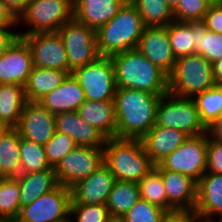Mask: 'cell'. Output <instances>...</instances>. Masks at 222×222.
I'll use <instances>...</instances> for the list:
<instances>
[{"label":"cell","mask_w":222,"mask_h":222,"mask_svg":"<svg viewBox=\"0 0 222 222\" xmlns=\"http://www.w3.org/2000/svg\"><path fill=\"white\" fill-rule=\"evenodd\" d=\"M162 95L133 88H117L114 96L117 138L141 139L156 122Z\"/></svg>","instance_id":"1"},{"label":"cell","mask_w":222,"mask_h":222,"mask_svg":"<svg viewBox=\"0 0 222 222\" xmlns=\"http://www.w3.org/2000/svg\"><path fill=\"white\" fill-rule=\"evenodd\" d=\"M110 58L114 65L117 88H133L156 95L168 93V75L136 48Z\"/></svg>","instance_id":"2"},{"label":"cell","mask_w":222,"mask_h":222,"mask_svg":"<svg viewBox=\"0 0 222 222\" xmlns=\"http://www.w3.org/2000/svg\"><path fill=\"white\" fill-rule=\"evenodd\" d=\"M145 27L138 10L127 0L115 17L96 31L99 55L111 57L135 49Z\"/></svg>","instance_id":"3"},{"label":"cell","mask_w":222,"mask_h":222,"mask_svg":"<svg viewBox=\"0 0 222 222\" xmlns=\"http://www.w3.org/2000/svg\"><path fill=\"white\" fill-rule=\"evenodd\" d=\"M103 160L116 180L136 183L155 166L141 139H107L103 148Z\"/></svg>","instance_id":"4"},{"label":"cell","mask_w":222,"mask_h":222,"mask_svg":"<svg viewBox=\"0 0 222 222\" xmlns=\"http://www.w3.org/2000/svg\"><path fill=\"white\" fill-rule=\"evenodd\" d=\"M215 85L212 63L197 53L177 58L168 75V93L181 98H194Z\"/></svg>","instance_id":"5"},{"label":"cell","mask_w":222,"mask_h":222,"mask_svg":"<svg viewBox=\"0 0 222 222\" xmlns=\"http://www.w3.org/2000/svg\"><path fill=\"white\" fill-rule=\"evenodd\" d=\"M72 18V0H31L17 18L18 24L22 21L29 30L17 32L18 37L36 33L57 32Z\"/></svg>","instance_id":"6"},{"label":"cell","mask_w":222,"mask_h":222,"mask_svg":"<svg viewBox=\"0 0 222 222\" xmlns=\"http://www.w3.org/2000/svg\"><path fill=\"white\" fill-rule=\"evenodd\" d=\"M155 124L180 130L188 136H198L207 132L194 99L181 98L170 93L162 95L159 100Z\"/></svg>","instance_id":"7"},{"label":"cell","mask_w":222,"mask_h":222,"mask_svg":"<svg viewBox=\"0 0 222 222\" xmlns=\"http://www.w3.org/2000/svg\"><path fill=\"white\" fill-rule=\"evenodd\" d=\"M84 91L85 99L114 100L117 85L112 59L99 56L95 61L71 72Z\"/></svg>","instance_id":"8"},{"label":"cell","mask_w":222,"mask_h":222,"mask_svg":"<svg viewBox=\"0 0 222 222\" xmlns=\"http://www.w3.org/2000/svg\"><path fill=\"white\" fill-rule=\"evenodd\" d=\"M57 32L67 52L69 74L76 68L95 61L100 56L94 29L72 18Z\"/></svg>","instance_id":"9"},{"label":"cell","mask_w":222,"mask_h":222,"mask_svg":"<svg viewBox=\"0 0 222 222\" xmlns=\"http://www.w3.org/2000/svg\"><path fill=\"white\" fill-rule=\"evenodd\" d=\"M208 132L189 136L175 151L159 165L164 170L182 173L196 182L206 173Z\"/></svg>","instance_id":"10"},{"label":"cell","mask_w":222,"mask_h":222,"mask_svg":"<svg viewBox=\"0 0 222 222\" xmlns=\"http://www.w3.org/2000/svg\"><path fill=\"white\" fill-rule=\"evenodd\" d=\"M71 191L62 185L22 206L14 222H65L70 218Z\"/></svg>","instance_id":"11"},{"label":"cell","mask_w":222,"mask_h":222,"mask_svg":"<svg viewBox=\"0 0 222 222\" xmlns=\"http://www.w3.org/2000/svg\"><path fill=\"white\" fill-rule=\"evenodd\" d=\"M104 163L103 148L77 145L54 168L58 184L71 188Z\"/></svg>","instance_id":"12"},{"label":"cell","mask_w":222,"mask_h":222,"mask_svg":"<svg viewBox=\"0 0 222 222\" xmlns=\"http://www.w3.org/2000/svg\"><path fill=\"white\" fill-rule=\"evenodd\" d=\"M22 38L31 49L35 67L68 72L67 52L58 32L36 33Z\"/></svg>","instance_id":"13"},{"label":"cell","mask_w":222,"mask_h":222,"mask_svg":"<svg viewBox=\"0 0 222 222\" xmlns=\"http://www.w3.org/2000/svg\"><path fill=\"white\" fill-rule=\"evenodd\" d=\"M33 67L29 45L22 37H17L0 55V84L25 86Z\"/></svg>","instance_id":"14"},{"label":"cell","mask_w":222,"mask_h":222,"mask_svg":"<svg viewBox=\"0 0 222 222\" xmlns=\"http://www.w3.org/2000/svg\"><path fill=\"white\" fill-rule=\"evenodd\" d=\"M16 129L21 137L46 145L56 131L55 115L39 102L27 101Z\"/></svg>","instance_id":"15"},{"label":"cell","mask_w":222,"mask_h":222,"mask_svg":"<svg viewBox=\"0 0 222 222\" xmlns=\"http://www.w3.org/2000/svg\"><path fill=\"white\" fill-rule=\"evenodd\" d=\"M116 182L115 176L103 163L93 173L70 188V204H103Z\"/></svg>","instance_id":"16"},{"label":"cell","mask_w":222,"mask_h":222,"mask_svg":"<svg viewBox=\"0 0 222 222\" xmlns=\"http://www.w3.org/2000/svg\"><path fill=\"white\" fill-rule=\"evenodd\" d=\"M136 49L167 75L172 72L176 58L170 45L167 26L145 27Z\"/></svg>","instance_id":"17"},{"label":"cell","mask_w":222,"mask_h":222,"mask_svg":"<svg viewBox=\"0 0 222 222\" xmlns=\"http://www.w3.org/2000/svg\"><path fill=\"white\" fill-rule=\"evenodd\" d=\"M168 202L176 211H194L197 204V182L179 172L160 166Z\"/></svg>","instance_id":"18"},{"label":"cell","mask_w":222,"mask_h":222,"mask_svg":"<svg viewBox=\"0 0 222 222\" xmlns=\"http://www.w3.org/2000/svg\"><path fill=\"white\" fill-rule=\"evenodd\" d=\"M127 0H75L73 18L95 31L119 12Z\"/></svg>","instance_id":"19"},{"label":"cell","mask_w":222,"mask_h":222,"mask_svg":"<svg viewBox=\"0 0 222 222\" xmlns=\"http://www.w3.org/2000/svg\"><path fill=\"white\" fill-rule=\"evenodd\" d=\"M56 131L70 136L76 145L104 148L107 138L92 125L83 121L76 111L55 115Z\"/></svg>","instance_id":"20"},{"label":"cell","mask_w":222,"mask_h":222,"mask_svg":"<svg viewBox=\"0 0 222 222\" xmlns=\"http://www.w3.org/2000/svg\"><path fill=\"white\" fill-rule=\"evenodd\" d=\"M188 137V135L180 130L157 126L155 124L154 127L141 138V141L152 163L158 165Z\"/></svg>","instance_id":"21"},{"label":"cell","mask_w":222,"mask_h":222,"mask_svg":"<svg viewBox=\"0 0 222 222\" xmlns=\"http://www.w3.org/2000/svg\"><path fill=\"white\" fill-rule=\"evenodd\" d=\"M197 216L222 219V174L206 172L197 182ZM214 216V217H213Z\"/></svg>","instance_id":"22"},{"label":"cell","mask_w":222,"mask_h":222,"mask_svg":"<svg viewBox=\"0 0 222 222\" xmlns=\"http://www.w3.org/2000/svg\"><path fill=\"white\" fill-rule=\"evenodd\" d=\"M85 100L80 84L72 74H68L60 86L47 93L38 102L56 115L62 112L77 111Z\"/></svg>","instance_id":"23"},{"label":"cell","mask_w":222,"mask_h":222,"mask_svg":"<svg viewBox=\"0 0 222 222\" xmlns=\"http://www.w3.org/2000/svg\"><path fill=\"white\" fill-rule=\"evenodd\" d=\"M76 112L83 121L92 125L107 139L117 137L114 100H85Z\"/></svg>","instance_id":"24"},{"label":"cell","mask_w":222,"mask_h":222,"mask_svg":"<svg viewBox=\"0 0 222 222\" xmlns=\"http://www.w3.org/2000/svg\"><path fill=\"white\" fill-rule=\"evenodd\" d=\"M20 187L21 207L34 202L45 193L54 190L59 184L56 179L54 168L20 174L16 177Z\"/></svg>","instance_id":"25"},{"label":"cell","mask_w":222,"mask_h":222,"mask_svg":"<svg viewBox=\"0 0 222 222\" xmlns=\"http://www.w3.org/2000/svg\"><path fill=\"white\" fill-rule=\"evenodd\" d=\"M26 102L24 86L0 84V125L16 128Z\"/></svg>","instance_id":"26"},{"label":"cell","mask_w":222,"mask_h":222,"mask_svg":"<svg viewBox=\"0 0 222 222\" xmlns=\"http://www.w3.org/2000/svg\"><path fill=\"white\" fill-rule=\"evenodd\" d=\"M20 139L16 128H3L0 132V177L21 174Z\"/></svg>","instance_id":"27"},{"label":"cell","mask_w":222,"mask_h":222,"mask_svg":"<svg viewBox=\"0 0 222 222\" xmlns=\"http://www.w3.org/2000/svg\"><path fill=\"white\" fill-rule=\"evenodd\" d=\"M69 73L63 70L33 67L24 86L27 101L38 102L63 82Z\"/></svg>","instance_id":"28"},{"label":"cell","mask_w":222,"mask_h":222,"mask_svg":"<svg viewBox=\"0 0 222 222\" xmlns=\"http://www.w3.org/2000/svg\"><path fill=\"white\" fill-rule=\"evenodd\" d=\"M139 198L138 183L116 180L106 202L111 218H121Z\"/></svg>","instance_id":"29"},{"label":"cell","mask_w":222,"mask_h":222,"mask_svg":"<svg viewBox=\"0 0 222 222\" xmlns=\"http://www.w3.org/2000/svg\"><path fill=\"white\" fill-rule=\"evenodd\" d=\"M140 198L156 205L166 212L176 211L168 202L165 186L161 178L160 165H155L138 182Z\"/></svg>","instance_id":"30"},{"label":"cell","mask_w":222,"mask_h":222,"mask_svg":"<svg viewBox=\"0 0 222 222\" xmlns=\"http://www.w3.org/2000/svg\"><path fill=\"white\" fill-rule=\"evenodd\" d=\"M195 33V54L202 55L210 63L222 59V34L206 29L203 21H189Z\"/></svg>","instance_id":"31"},{"label":"cell","mask_w":222,"mask_h":222,"mask_svg":"<svg viewBox=\"0 0 222 222\" xmlns=\"http://www.w3.org/2000/svg\"><path fill=\"white\" fill-rule=\"evenodd\" d=\"M146 27L167 26L174 20L173 9L166 0H130Z\"/></svg>","instance_id":"32"},{"label":"cell","mask_w":222,"mask_h":222,"mask_svg":"<svg viewBox=\"0 0 222 222\" xmlns=\"http://www.w3.org/2000/svg\"><path fill=\"white\" fill-rule=\"evenodd\" d=\"M20 187L16 177H0V222H14L20 209Z\"/></svg>","instance_id":"33"},{"label":"cell","mask_w":222,"mask_h":222,"mask_svg":"<svg viewBox=\"0 0 222 222\" xmlns=\"http://www.w3.org/2000/svg\"><path fill=\"white\" fill-rule=\"evenodd\" d=\"M193 99L202 123L208 128L222 114V84H216L210 89L199 93Z\"/></svg>","instance_id":"34"},{"label":"cell","mask_w":222,"mask_h":222,"mask_svg":"<svg viewBox=\"0 0 222 222\" xmlns=\"http://www.w3.org/2000/svg\"><path fill=\"white\" fill-rule=\"evenodd\" d=\"M167 31L176 59L195 54V33L188 22L173 20L167 25Z\"/></svg>","instance_id":"35"},{"label":"cell","mask_w":222,"mask_h":222,"mask_svg":"<svg viewBox=\"0 0 222 222\" xmlns=\"http://www.w3.org/2000/svg\"><path fill=\"white\" fill-rule=\"evenodd\" d=\"M21 174L47 170L50 165L47 162L44 145L37 144L32 140L21 137Z\"/></svg>","instance_id":"36"},{"label":"cell","mask_w":222,"mask_h":222,"mask_svg":"<svg viewBox=\"0 0 222 222\" xmlns=\"http://www.w3.org/2000/svg\"><path fill=\"white\" fill-rule=\"evenodd\" d=\"M76 146L75 141L70 136L55 131L51 140L44 145L46 159L50 167L55 168Z\"/></svg>","instance_id":"37"},{"label":"cell","mask_w":222,"mask_h":222,"mask_svg":"<svg viewBox=\"0 0 222 222\" xmlns=\"http://www.w3.org/2000/svg\"><path fill=\"white\" fill-rule=\"evenodd\" d=\"M69 216L71 222H110L112 219L103 204H70Z\"/></svg>","instance_id":"38"},{"label":"cell","mask_w":222,"mask_h":222,"mask_svg":"<svg viewBox=\"0 0 222 222\" xmlns=\"http://www.w3.org/2000/svg\"><path fill=\"white\" fill-rule=\"evenodd\" d=\"M167 212L141 198L120 219L123 222H161Z\"/></svg>","instance_id":"39"},{"label":"cell","mask_w":222,"mask_h":222,"mask_svg":"<svg viewBox=\"0 0 222 222\" xmlns=\"http://www.w3.org/2000/svg\"><path fill=\"white\" fill-rule=\"evenodd\" d=\"M209 4L205 0H180L173 9L175 21H202L208 11Z\"/></svg>","instance_id":"40"},{"label":"cell","mask_w":222,"mask_h":222,"mask_svg":"<svg viewBox=\"0 0 222 222\" xmlns=\"http://www.w3.org/2000/svg\"><path fill=\"white\" fill-rule=\"evenodd\" d=\"M206 172L222 174V142L214 140L209 135Z\"/></svg>","instance_id":"41"},{"label":"cell","mask_w":222,"mask_h":222,"mask_svg":"<svg viewBox=\"0 0 222 222\" xmlns=\"http://www.w3.org/2000/svg\"><path fill=\"white\" fill-rule=\"evenodd\" d=\"M202 21L209 31L222 34V3L210 5Z\"/></svg>","instance_id":"42"},{"label":"cell","mask_w":222,"mask_h":222,"mask_svg":"<svg viewBox=\"0 0 222 222\" xmlns=\"http://www.w3.org/2000/svg\"><path fill=\"white\" fill-rule=\"evenodd\" d=\"M16 25H0V55L5 53V50L15 41L18 33L10 30Z\"/></svg>","instance_id":"43"},{"label":"cell","mask_w":222,"mask_h":222,"mask_svg":"<svg viewBox=\"0 0 222 222\" xmlns=\"http://www.w3.org/2000/svg\"><path fill=\"white\" fill-rule=\"evenodd\" d=\"M195 211L167 212L161 222H196Z\"/></svg>","instance_id":"44"},{"label":"cell","mask_w":222,"mask_h":222,"mask_svg":"<svg viewBox=\"0 0 222 222\" xmlns=\"http://www.w3.org/2000/svg\"><path fill=\"white\" fill-rule=\"evenodd\" d=\"M0 25H17V17L6 6V4L0 0Z\"/></svg>","instance_id":"45"},{"label":"cell","mask_w":222,"mask_h":222,"mask_svg":"<svg viewBox=\"0 0 222 222\" xmlns=\"http://www.w3.org/2000/svg\"><path fill=\"white\" fill-rule=\"evenodd\" d=\"M12 13L18 18L19 15L26 9L31 0H2Z\"/></svg>","instance_id":"46"},{"label":"cell","mask_w":222,"mask_h":222,"mask_svg":"<svg viewBox=\"0 0 222 222\" xmlns=\"http://www.w3.org/2000/svg\"><path fill=\"white\" fill-rule=\"evenodd\" d=\"M208 135L216 141L222 142V114L207 128Z\"/></svg>","instance_id":"47"},{"label":"cell","mask_w":222,"mask_h":222,"mask_svg":"<svg viewBox=\"0 0 222 222\" xmlns=\"http://www.w3.org/2000/svg\"><path fill=\"white\" fill-rule=\"evenodd\" d=\"M212 66L216 84H222V59L212 63Z\"/></svg>","instance_id":"48"},{"label":"cell","mask_w":222,"mask_h":222,"mask_svg":"<svg viewBox=\"0 0 222 222\" xmlns=\"http://www.w3.org/2000/svg\"><path fill=\"white\" fill-rule=\"evenodd\" d=\"M216 219H208V218H203L200 216H196V222H216ZM217 222H222V219H219Z\"/></svg>","instance_id":"49"},{"label":"cell","mask_w":222,"mask_h":222,"mask_svg":"<svg viewBox=\"0 0 222 222\" xmlns=\"http://www.w3.org/2000/svg\"><path fill=\"white\" fill-rule=\"evenodd\" d=\"M166 1H167L168 5H169L172 9H174V8L178 5V3H179L180 0H166Z\"/></svg>","instance_id":"50"},{"label":"cell","mask_w":222,"mask_h":222,"mask_svg":"<svg viewBox=\"0 0 222 222\" xmlns=\"http://www.w3.org/2000/svg\"><path fill=\"white\" fill-rule=\"evenodd\" d=\"M209 5L221 4L222 0H205Z\"/></svg>","instance_id":"51"},{"label":"cell","mask_w":222,"mask_h":222,"mask_svg":"<svg viewBox=\"0 0 222 222\" xmlns=\"http://www.w3.org/2000/svg\"><path fill=\"white\" fill-rule=\"evenodd\" d=\"M110 222H123L120 218H112Z\"/></svg>","instance_id":"52"}]
</instances>
